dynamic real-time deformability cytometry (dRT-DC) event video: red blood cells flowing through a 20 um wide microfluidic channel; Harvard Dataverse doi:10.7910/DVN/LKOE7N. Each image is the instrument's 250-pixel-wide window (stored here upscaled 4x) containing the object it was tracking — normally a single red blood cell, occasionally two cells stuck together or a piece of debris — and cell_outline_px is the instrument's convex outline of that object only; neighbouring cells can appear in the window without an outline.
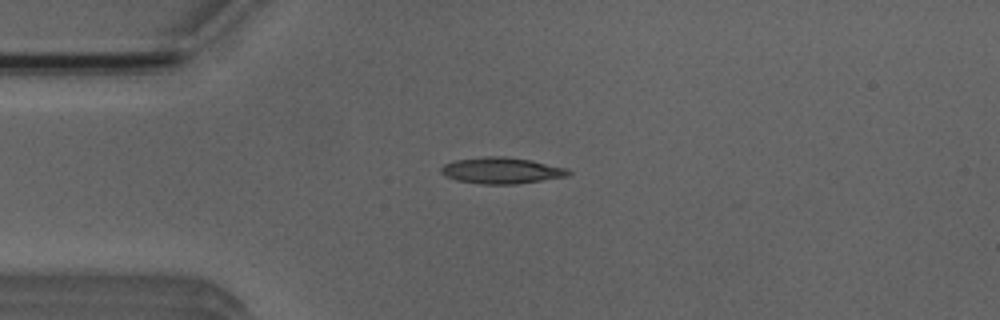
{"species": "Egyptian fruit bat (a non-hibernating species)", "species_latin": "Rousettus aegyptiacus", "temperature_condition": "room temperature", "stored_images_in_passage": 4, "camera_frame_rate_fps": 3000, "um_per_image_px": 0.085, "animal": {"sex": "male"}, "frame": {"image": 1, "passage_image": 2, "time_ms": 1.333, "image_size_px": [1000, 320], "cell_outline_px": [[572, 172], [568, 176], [516, 184], [480, 184], [456, 180], [444, 176], [440, 172], [440, 168], [444, 164], [456, 160], [488, 156], [500, 156], [532, 160], [568, 168]], "centroid_in_image_um": [42.63, 14.5], "position_along_channel_um": 42.4, "area_um2": 19.54}}